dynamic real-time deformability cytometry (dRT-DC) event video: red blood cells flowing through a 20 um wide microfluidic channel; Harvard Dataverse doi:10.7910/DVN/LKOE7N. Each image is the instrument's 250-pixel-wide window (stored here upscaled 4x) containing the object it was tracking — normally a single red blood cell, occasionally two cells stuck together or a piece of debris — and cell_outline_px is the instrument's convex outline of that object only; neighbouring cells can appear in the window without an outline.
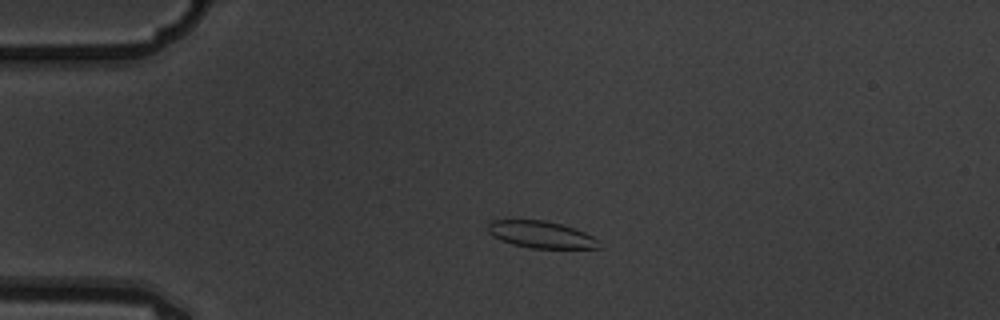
{"species": "common noctule bat (a hibernating species)", "species_latin": "Nyctalus noctula", "temperature_condition": "warm", "stored_images_in_passage": 3, "camera_frame_rate_fps": 3000, "um_per_image_px": 0.085, "animal": {"sex": "male", "body_mass_g": 19.5, "forearm_length_mm": 54.6}, "frame": {"image": 1, "passage_image": 2, "time_ms": 0.333, "image_size_px": [1000, 320], "cell_outline_px": [[600, 248], [532, 248], [512, 244], [500, 240], [492, 236], [488, 232], [488, 224], [492, 220], [544, 220], [560, 224], [584, 232], [592, 236], [596, 240]], "centroid_in_image_um": [45.93, 19.94], "position_along_channel_um": 39.1, "area_um2": 17.17}}